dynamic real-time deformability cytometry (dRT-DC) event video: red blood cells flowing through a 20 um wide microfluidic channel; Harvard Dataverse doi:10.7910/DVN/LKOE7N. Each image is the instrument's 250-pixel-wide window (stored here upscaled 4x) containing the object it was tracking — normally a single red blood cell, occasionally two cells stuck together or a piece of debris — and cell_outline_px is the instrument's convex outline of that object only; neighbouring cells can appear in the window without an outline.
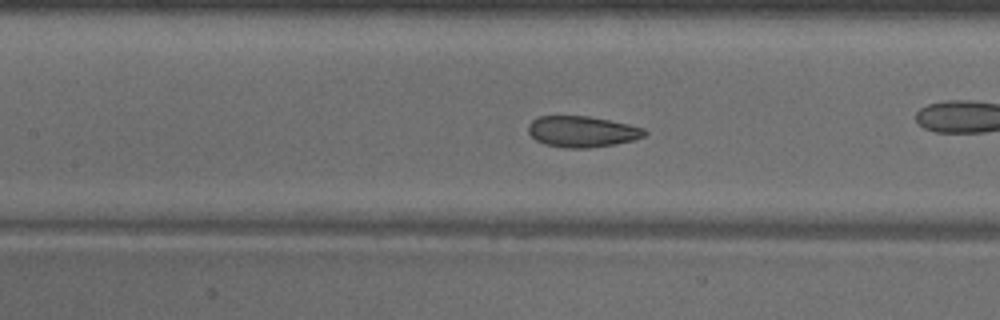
{"species": "common noctule bat (a hibernating species)", "species_latin": "Nyctalus noctula", "temperature_condition": "warm", "stored_images_in_passage": 41, "camera_frame_rate_fps": 3000, "um_per_image_px": 0.085, "animal": {"sex": "male", "body_mass_g": 18.8}, "frame": {"image": 1, "passage_image": 12, "time_ms": 3.667, "image_size_px": [1000, 320], "cell_outline_px": [[648, 132], [644, 136], [632, 140], [616, 144], [588, 148], [564, 148], [544, 144], [536, 140], [528, 132], [528, 124], [536, 116], [588, 116], [628, 124], [644, 128]], "centroid_in_image_um": [49.45, 11.18], "position_along_channel_um": 157.9, "area_um2": 21.1}}
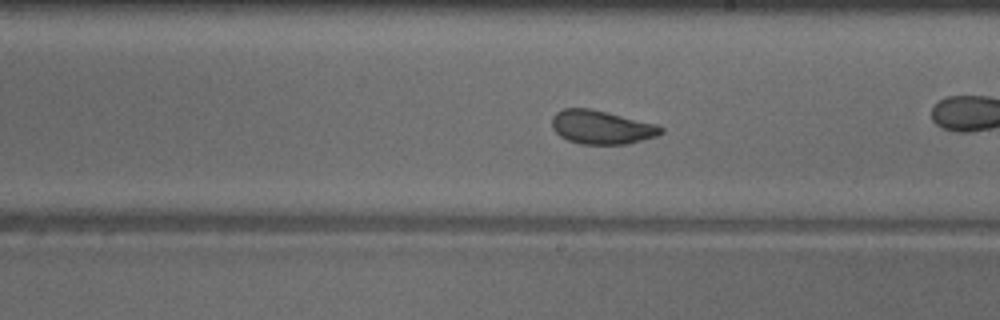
{"frame": {"image": 2, "passage_image": 18, "time_ms": 5.667, "image_size_px": [1000, 320], "cell_outline_px": [[664, 132], [656, 136], [628, 144], [580, 144], [568, 140], [560, 136], [552, 128], [552, 116], [556, 112], [564, 108], [588, 108], [656, 124], [664, 128]], "centroid_in_image_um": [51.11, 10.82], "position_along_channel_um": 237.9, "area_um2": 21.27}}
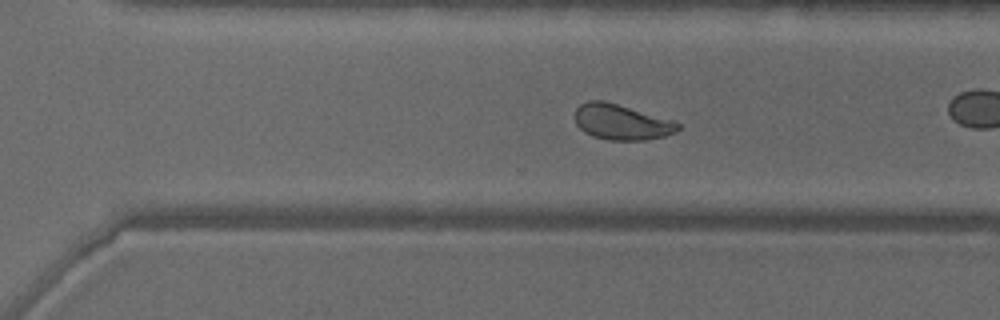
{"frame": {"image": 3, "passage_image": 24, "time_ms": 7.667, "image_size_px": [1000, 320], "cell_outline_px": [[680, 128], [676, 132], [664, 136], [644, 140], [608, 140], [592, 136], [584, 132], [576, 124], [576, 108], [580, 104], [588, 100], [604, 100], [676, 120], [680, 124]], "centroid_in_image_um": [52.85, 10.37], "position_along_channel_um": 317.7, "area_um2": 21.56}}